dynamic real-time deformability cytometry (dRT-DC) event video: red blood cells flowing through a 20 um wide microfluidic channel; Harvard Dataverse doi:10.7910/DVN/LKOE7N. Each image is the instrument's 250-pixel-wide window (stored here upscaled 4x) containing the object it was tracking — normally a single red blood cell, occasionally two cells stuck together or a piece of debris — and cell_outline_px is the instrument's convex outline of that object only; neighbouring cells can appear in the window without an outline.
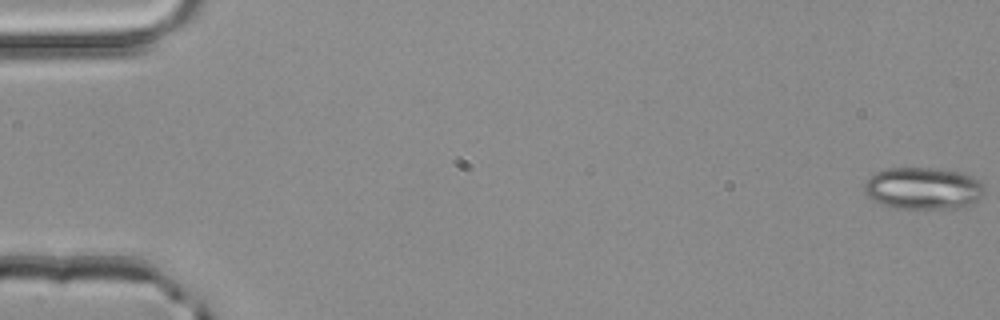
{"species": "common noctule bat (a hibernating species)", "species_latin": "Nyctalus noctula", "temperature_condition": "room temperature", "stored_images_in_passage": 16, "camera_frame_rate_fps": 3000, "um_per_image_px": 0.085, "animal": {"sex": "male", "body_mass_g": 20.4}, "frame": {"image": 1, "passage_image": 1, "time_ms": 0.0, "image_size_px": [1000, 320], "cell_outline_px": [[984, 196], [980, 200], [960, 208], [892, 208], [880, 204], [872, 200], [864, 192], [864, 184], [876, 172], [884, 168], [936, 168], [960, 172], [972, 176], [984, 188]], "centroid_in_image_um": [78.46, 16.02], "position_along_channel_um": 6.5, "area_um2": 29.54}}